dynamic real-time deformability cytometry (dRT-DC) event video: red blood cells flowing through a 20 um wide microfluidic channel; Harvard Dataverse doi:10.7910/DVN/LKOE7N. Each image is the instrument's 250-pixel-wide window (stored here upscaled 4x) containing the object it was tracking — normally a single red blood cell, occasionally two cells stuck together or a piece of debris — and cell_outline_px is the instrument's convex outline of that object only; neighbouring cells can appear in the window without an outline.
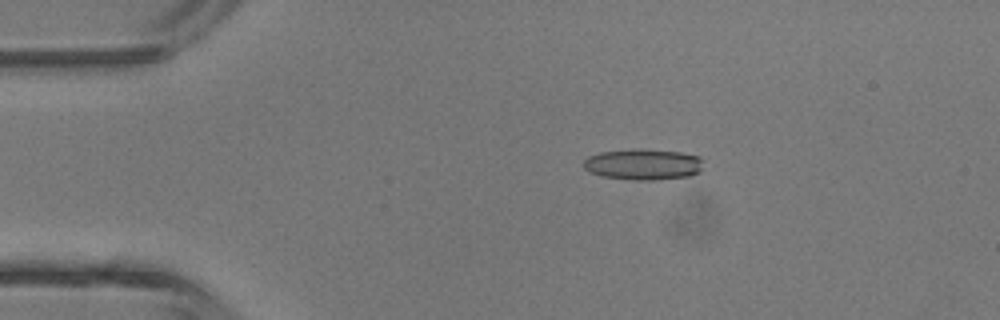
{"species": "common noctule bat (a hibernating species)", "species_latin": "Nyctalus noctula", "temperature_condition": "room temperature", "stored_images_in_passage": 3, "camera_frame_rate_fps": 3000, "um_per_image_px": 0.085, "animal": {"sex": "male", "body_mass_g": 13.3}, "frame": {"image": 1, "passage_image": 2, "time_ms": 2.333, "image_size_px": [1000, 320], "cell_outline_px": [[704, 160], [700, 172], [688, 176], [652, 180], [628, 180], [600, 176], [588, 172], [584, 168], [584, 160], [588, 156], [600, 152], [632, 148], [644, 148], [680, 152], [700, 156]], "centroid_in_image_um": [54.66, 13.96], "position_along_channel_um": 30.3, "area_um2": 22.14}}